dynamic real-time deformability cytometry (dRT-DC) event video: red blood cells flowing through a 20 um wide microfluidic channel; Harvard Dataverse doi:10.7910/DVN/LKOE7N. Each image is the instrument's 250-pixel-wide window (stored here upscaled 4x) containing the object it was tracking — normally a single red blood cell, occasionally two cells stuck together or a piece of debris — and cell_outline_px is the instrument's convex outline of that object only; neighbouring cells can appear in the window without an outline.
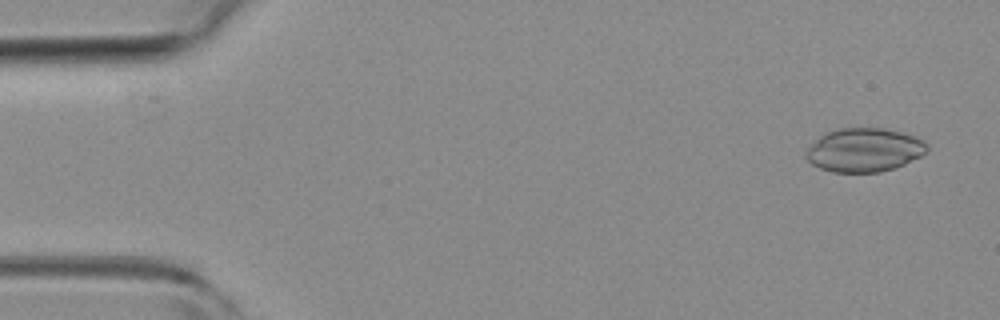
{"species": "common noctule bat (a hibernating species)", "species_latin": "Nyctalus noctula", "temperature_condition": "room temperature", "stored_images_in_passage": 5, "camera_frame_rate_fps": 3000, "um_per_image_px": 0.085, "animal": {"sex": "female", "body_mass_g": 19.3, "forearm_length_mm": 54.1}, "frame": {"image": 1, "passage_image": 1, "time_ms": 0.0, "image_size_px": [1000, 320], "cell_outline_px": [[928, 152], [896, 168], [880, 172], [832, 172], [820, 168], [812, 164], [804, 156], [804, 152], [824, 132], [840, 128], [884, 128], [916, 136], [924, 140], [928, 144]], "centroid_in_image_um": [73.47, 12.75], "position_along_channel_um": 11.5, "area_um2": 31.04}}